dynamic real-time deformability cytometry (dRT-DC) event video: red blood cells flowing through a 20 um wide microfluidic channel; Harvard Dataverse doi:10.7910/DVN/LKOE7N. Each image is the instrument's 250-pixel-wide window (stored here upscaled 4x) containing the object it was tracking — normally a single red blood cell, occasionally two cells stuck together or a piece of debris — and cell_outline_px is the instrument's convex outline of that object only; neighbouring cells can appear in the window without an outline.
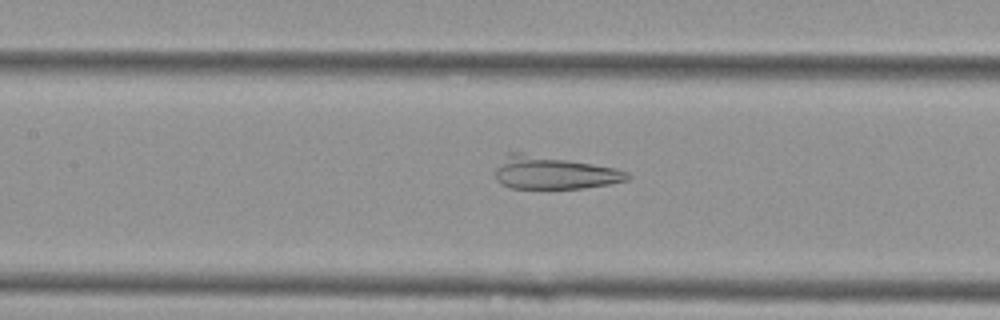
{"species": "Egyptian fruit bat (a non-hibernating species)", "species_latin": "Rousettus aegyptiacus", "temperature_condition": "cold", "stored_images_in_passage": 33, "camera_frame_rate_fps": 3000, "um_per_image_px": 0.085, "animal": {"sex": "female"}, "frame": {"image": 1, "passage_image": 16, "time_ms": 5.0, "image_size_px": [1000, 320], "cell_outline_px": [[632, 176], [628, 180], [608, 184], [584, 188], [508, 188], [500, 184], [496, 180], [496, 168], [504, 152], [520, 152], [616, 168], [628, 172]], "centroid_in_image_um": [47.02, 14.68], "position_along_channel_um": 160.4, "area_um2": 25.37}}
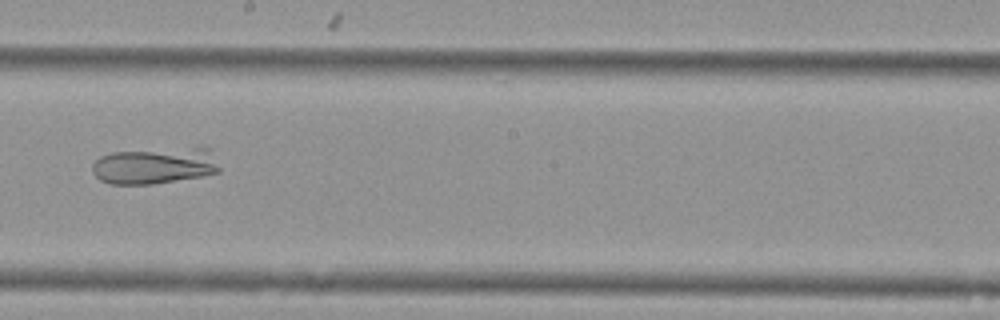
{"frame": {"image": 2, "passage_image": 22, "time_ms": 7.0, "image_size_px": [1000, 320], "cell_outline_px": [[220, 172], [200, 176], [152, 184], [112, 184], [100, 180], [92, 172], [92, 164], [100, 156], [112, 152], [200, 144], [204, 144], [208, 148], [220, 168]], "centroid_in_image_um": [13.2, 14.02], "position_along_channel_um": 235.0, "area_um2": 27.92}}
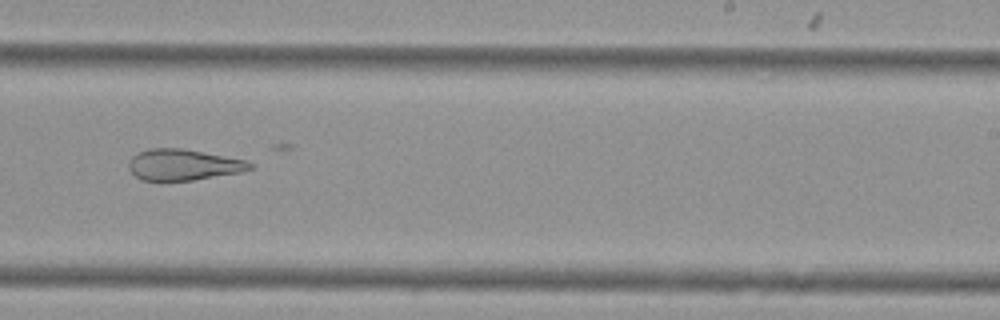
{"frame": {"image": 3, "passage_image": 25, "time_ms": 8.0, "image_size_px": [1000, 320], "cell_outline_px": [[256, 164], [252, 168], [240, 172], [192, 180], [140, 180], [128, 168], [128, 164], [132, 156], [136, 152], [148, 148], [184, 148], [244, 160]], "centroid_in_image_um": [15.55, 13.99], "position_along_channel_um": 273.5, "area_um2": 21.91}}